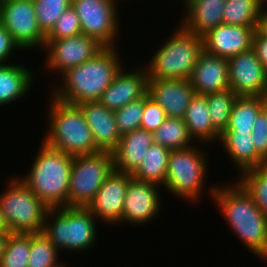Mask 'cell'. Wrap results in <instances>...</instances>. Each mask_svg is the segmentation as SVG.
Segmentation results:
<instances>
[{
    "mask_svg": "<svg viewBox=\"0 0 267 267\" xmlns=\"http://www.w3.org/2000/svg\"><path fill=\"white\" fill-rule=\"evenodd\" d=\"M147 94L167 117L183 119L195 91L189 79H148Z\"/></svg>",
    "mask_w": 267,
    "mask_h": 267,
    "instance_id": "obj_15",
    "label": "cell"
},
{
    "mask_svg": "<svg viewBox=\"0 0 267 267\" xmlns=\"http://www.w3.org/2000/svg\"><path fill=\"white\" fill-rule=\"evenodd\" d=\"M50 216H54L51 225L47 222ZM46 217L48 225H44L43 233L57 249L81 251L95 244L96 219L87 208L67 206L59 210L49 208Z\"/></svg>",
    "mask_w": 267,
    "mask_h": 267,
    "instance_id": "obj_6",
    "label": "cell"
},
{
    "mask_svg": "<svg viewBox=\"0 0 267 267\" xmlns=\"http://www.w3.org/2000/svg\"><path fill=\"white\" fill-rule=\"evenodd\" d=\"M117 0H72L82 33L96 39L104 47H114L118 32ZM114 42V43H113Z\"/></svg>",
    "mask_w": 267,
    "mask_h": 267,
    "instance_id": "obj_11",
    "label": "cell"
},
{
    "mask_svg": "<svg viewBox=\"0 0 267 267\" xmlns=\"http://www.w3.org/2000/svg\"><path fill=\"white\" fill-rule=\"evenodd\" d=\"M45 46L49 50L46 66L58 70L60 74L94 58L105 48L96 39L83 33L58 40H46Z\"/></svg>",
    "mask_w": 267,
    "mask_h": 267,
    "instance_id": "obj_12",
    "label": "cell"
},
{
    "mask_svg": "<svg viewBox=\"0 0 267 267\" xmlns=\"http://www.w3.org/2000/svg\"><path fill=\"white\" fill-rule=\"evenodd\" d=\"M0 231H9L3 212L0 207Z\"/></svg>",
    "mask_w": 267,
    "mask_h": 267,
    "instance_id": "obj_43",
    "label": "cell"
},
{
    "mask_svg": "<svg viewBox=\"0 0 267 267\" xmlns=\"http://www.w3.org/2000/svg\"><path fill=\"white\" fill-rule=\"evenodd\" d=\"M210 194L218 202L230 228L259 257L267 246V217L251 196L239 183L226 188L213 186Z\"/></svg>",
    "mask_w": 267,
    "mask_h": 267,
    "instance_id": "obj_2",
    "label": "cell"
},
{
    "mask_svg": "<svg viewBox=\"0 0 267 267\" xmlns=\"http://www.w3.org/2000/svg\"><path fill=\"white\" fill-rule=\"evenodd\" d=\"M263 100H264V105H265V108H267V82H266V88H265V91H264V94H263Z\"/></svg>",
    "mask_w": 267,
    "mask_h": 267,
    "instance_id": "obj_44",
    "label": "cell"
},
{
    "mask_svg": "<svg viewBox=\"0 0 267 267\" xmlns=\"http://www.w3.org/2000/svg\"><path fill=\"white\" fill-rule=\"evenodd\" d=\"M144 110V97L114 111L120 135L140 128Z\"/></svg>",
    "mask_w": 267,
    "mask_h": 267,
    "instance_id": "obj_35",
    "label": "cell"
},
{
    "mask_svg": "<svg viewBox=\"0 0 267 267\" xmlns=\"http://www.w3.org/2000/svg\"><path fill=\"white\" fill-rule=\"evenodd\" d=\"M158 184L131 179L128 183L122 219L135 224L147 223L160 211Z\"/></svg>",
    "mask_w": 267,
    "mask_h": 267,
    "instance_id": "obj_17",
    "label": "cell"
},
{
    "mask_svg": "<svg viewBox=\"0 0 267 267\" xmlns=\"http://www.w3.org/2000/svg\"><path fill=\"white\" fill-rule=\"evenodd\" d=\"M0 23L20 49L45 47L46 35L39 28L33 0H0Z\"/></svg>",
    "mask_w": 267,
    "mask_h": 267,
    "instance_id": "obj_10",
    "label": "cell"
},
{
    "mask_svg": "<svg viewBox=\"0 0 267 267\" xmlns=\"http://www.w3.org/2000/svg\"><path fill=\"white\" fill-rule=\"evenodd\" d=\"M31 234L11 233L7 239L0 267H28Z\"/></svg>",
    "mask_w": 267,
    "mask_h": 267,
    "instance_id": "obj_32",
    "label": "cell"
},
{
    "mask_svg": "<svg viewBox=\"0 0 267 267\" xmlns=\"http://www.w3.org/2000/svg\"><path fill=\"white\" fill-rule=\"evenodd\" d=\"M15 48L19 49V46L12 40L11 34L0 23V64L7 62Z\"/></svg>",
    "mask_w": 267,
    "mask_h": 267,
    "instance_id": "obj_39",
    "label": "cell"
},
{
    "mask_svg": "<svg viewBox=\"0 0 267 267\" xmlns=\"http://www.w3.org/2000/svg\"><path fill=\"white\" fill-rule=\"evenodd\" d=\"M39 28L46 35L62 13L71 7L72 0H33Z\"/></svg>",
    "mask_w": 267,
    "mask_h": 267,
    "instance_id": "obj_34",
    "label": "cell"
},
{
    "mask_svg": "<svg viewBox=\"0 0 267 267\" xmlns=\"http://www.w3.org/2000/svg\"><path fill=\"white\" fill-rule=\"evenodd\" d=\"M257 28L220 24L204 34V49L216 56L229 59L252 48Z\"/></svg>",
    "mask_w": 267,
    "mask_h": 267,
    "instance_id": "obj_16",
    "label": "cell"
},
{
    "mask_svg": "<svg viewBox=\"0 0 267 267\" xmlns=\"http://www.w3.org/2000/svg\"><path fill=\"white\" fill-rule=\"evenodd\" d=\"M191 138L184 119L169 118L153 132V143L160 144L170 150L185 149L190 145Z\"/></svg>",
    "mask_w": 267,
    "mask_h": 267,
    "instance_id": "obj_29",
    "label": "cell"
},
{
    "mask_svg": "<svg viewBox=\"0 0 267 267\" xmlns=\"http://www.w3.org/2000/svg\"><path fill=\"white\" fill-rule=\"evenodd\" d=\"M229 85L238 96H263L267 70L253 48L228 59Z\"/></svg>",
    "mask_w": 267,
    "mask_h": 267,
    "instance_id": "obj_13",
    "label": "cell"
},
{
    "mask_svg": "<svg viewBox=\"0 0 267 267\" xmlns=\"http://www.w3.org/2000/svg\"><path fill=\"white\" fill-rule=\"evenodd\" d=\"M16 179V180H15ZM0 195V207L11 233L43 232L48 207L21 181L12 178Z\"/></svg>",
    "mask_w": 267,
    "mask_h": 267,
    "instance_id": "obj_7",
    "label": "cell"
},
{
    "mask_svg": "<svg viewBox=\"0 0 267 267\" xmlns=\"http://www.w3.org/2000/svg\"><path fill=\"white\" fill-rule=\"evenodd\" d=\"M55 267H65V266H62V264H58V265L55 266Z\"/></svg>",
    "mask_w": 267,
    "mask_h": 267,
    "instance_id": "obj_46",
    "label": "cell"
},
{
    "mask_svg": "<svg viewBox=\"0 0 267 267\" xmlns=\"http://www.w3.org/2000/svg\"><path fill=\"white\" fill-rule=\"evenodd\" d=\"M170 153L169 148L153 143L143 156L140 166L132 174V178L164 186Z\"/></svg>",
    "mask_w": 267,
    "mask_h": 267,
    "instance_id": "obj_27",
    "label": "cell"
},
{
    "mask_svg": "<svg viewBox=\"0 0 267 267\" xmlns=\"http://www.w3.org/2000/svg\"><path fill=\"white\" fill-rule=\"evenodd\" d=\"M82 33L79 17L71 6L57 19L52 29L46 34V40H58Z\"/></svg>",
    "mask_w": 267,
    "mask_h": 267,
    "instance_id": "obj_36",
    "label": "cell"
},
{
    "mask_svg": "<svg viewBox=\"0 0 267 267\" xmlns=\"http://www.w3.org/2000/svg\"><path fill=\"white\" fill-rule=\"evenodd\" d=\"M189 82L195 94L198 95L230 89L228 59L216 56L204 49L191 72Z\"/></svg>",
    "mask_w": 267,
    "mask_h": 267,
    "instance_id": "obj_18",
    "label": "cell"
},
{
    "mask_svg": "<svg viewBox=\"0 0 267 267\" xmlns=\"http://www.w3.org/2000/svg\"><path fill=\"white\" fill-rule=\"evenodd\" d=\"M265 108L261 96H238L223 133H251L259 113Z\"/></svg>",
    "mask_w": 267,
    "mask_h": 267,
    "instance_id": "obj_26",
    "label": "cell"
},
{
    "mask_svg": "<svg viewBox=\"0 0 267 267\" xmlns=\"http://www.w3.org/2000/svg\"><path fill=\"white\" fill-rule=\"evenodd\" d=\"M22 65L0 64V106L22 98L32 85V73Z\"/></svg>",
    "mask_w": 267,
    "mask_h": 267,
    "instance_id": "obj_25",
    "label": "cell"
},
{
    "mask_svg": "<svg viewBox=\"0 0 267 267\" xmlns=\"http://www.w3.org/2000/svg\"><path fill=\"white\" fill-rule=\"evenodd\" d=\"M226 0H185L187 16L181 26L196 35L203 36L209 30L223 24Z\"/></svg>",
    "mask_w": 267,
    "mask_h": 267,
    "instance_id": "obj_22",
    "label": "cell"
},
{
    "mask_svg": "<svg viewBox=\"0 0 267 267\" xmlns=\"http://www.w3.org/2000/svg\"><path fill=\"white\" fill-rule=\"evenodd\" d=\"M152 144L153 133L143 128L121 135L117 148L112 152L114 170L132 175Z\"/></svg>",
    "mask_w": 267,
    "mask_h": 267,
    "instance_id": "obj_21",
    "label": "cell"
},
{
    "mask_svg": "<svg viewBox=\"0 0 267 267\" xmlns=\"http://www.w3.org/2000/svg\"><path fill=\"white\" fill-rule=\"evenodd\" d=\"M58 249L45 233H32L28 267H55L60 264L57 261Z\"/></svg>",
    "mask_w": 267,
    "mask_h": 267,
    "instance_id": "obj_33",
    "label": "cell"
},
{
    "mask_svg": "<svg viewBox=\"0 0 267 267\" xmlns=\"http://www.w3.org/2000/svg\"><path fill=\"white\" fill-rule=\"evenodd\" d=\"M208 109L213 127L222 134L228 125L230 114L238 95L227 89L206 94Z\"/></svg>",
    "mask_w": 267,
    "mask_h": 267,
    "instance_id": "obj_31",
    "label": "cell"
},
{
    "mask_svg": "<svg viewBox=\"0 0 267 267\" xmlns=\"http://www.w3.org/2000/svg\"><path fill=\"white\" fill-rule=\"evenodd\" d=\"M220 140L241 173L266 162L257 153L251 133H222Z\"/></svg>",
    "mask_w": 267,
    "mask_h": 267,
    "instance_id": "obj_24",
    "label": "cell"
},
{
    "mask_svg": "<svg viewBox=\"0 0 267 267\" xmlns=\"http://www.w3.org/2000/svg\"><path fill=\"white\" fill-rule=\"evenodd\" d=\"M166 118L165 111L146 94L144 96V110L140 128L153 133Z\"/></svg>",
    "mask_w": 267,
    "mask_h": 267,
    "instance_id": "obj_37",
    "label": "cell"
},
{
    "mask_svg": "<svg viewBox=\"0 0 267 267\" xmlns=\"http://www.w3.org/2000/svg\"><path fill=\"white\" fill-rule=\"evenodd\" d=\"M263 7L260 10V17H259V24H258V30L267 36V10H262Z\"/></svg>",
    "mask_w": 267,
    "mask_h": 267,
    "instance_id": "obj_41",
    "label": "cell"
},
{
    "mask_svg": "<svg viewBox=\"0 0 267 267\" xmlns=\"http://www.w3.org/2000/svg\"><path fill=\"white\" fill-rule=\"evenodd\" d=\"M30 173L21 181L48 207L68 206V187L73 157L41 143Z\"/></svg>",
    "mask_w": 267,
    "mask_h": 267,
    "instance_id": "obj_3",
    "label": "cell"
},
{
    "mask_svg": "<svg viewBox=\"0 0 267 267\" xmlns=\"http://www.w3.org/2000/svg\"><path fill=\"white\" fill-rule=\"evenodd\" d=\"M51 101L50 130L44 142L72 157L99 152L81 109L54 97Z\"/></svg>",
    "mask_w": 267,
    "mask_h": 267,
    "instance_id": "obj_4",
    "label": "cell"
},
{
    "mask_svg": "<svg viewBox=\"0 0 267 267\" xmlns=\"http://www.w3.org/2000/svg\"><path fill=\"white\" fill-rule=\"evenodd\" d=\"M238 182L251 196L255 205L267 217V162L242 172Z\"/></svg>",
    "mask_w": 267,
    "mask_h": 267,
    "instance_id": "obj_30",
    "label": "cell"
},
{
    "mask_svg": "<svg viewBox=\"0 0 267 267\" xmlns=\"http://www.w3.org/2000/svg\"><path fill=\"white\" fill-rule=\"evenodd\" d=\"M10 231H0V260L7 242L8 237L10 236Z\"/></svg>",
    "mask_w": 267,
    "mask_h": 267,
    "instance_id": "obj_42",
    "label": "cell"
},
{
    "mask_svg": "<svg viewBox=\"0 0 267 267\" xmlns=\"http://www.w3.org/2000/svg\"><path fill=\"white\" fill-rule=\"evenodd\" d=\"M183 119L192 139L198 138L203 143L220 139L221 134L212 125L205 95L195 94L192 97Z\"/></svg>",
    "mask_w": 267,
    "mask_h": 267,
    "instance_id": "obj_23",
    "label": "cell"
},
{
    "mask_svg": "<svg viewBox=\"0 0 267 267\" xmlns=\"http://www.w3.org/2000/svg\"><path fill=\"white\" fill-rule=\"evenodd\" d=\"M115 47H105L94 58L62 73L64 84L53 97L61 102L78 105L99 101L122 68Z\"/></svg>",
    "mask_w": 267,
    "mask_h": 267,
    "instance_id": "obj_1",
    "label": "cell"
},
{
    "mask_svg": "<svg viewBox=\"0 0 267 267\" xmlns=\"http://www.w3.org/2000/svg\"><path fill=\"white\" fill-rule=\"evenodd\" d=\"M132 175L113 170L104 180L87 209L94 217L115 224L122 219L126 190Z\"/></svg>",
    "mask_w": 267,
    "mask_h": 267,
    "instance_id": "obj_14",
    "label": "cell"
},
{
    "mask_svg": "<svg viewBox=\"0 0 267 267\" xmlns=\"http://www.w3.org/2000/svg\"><path fill=\"white\" fill-rule=\"evenodd\" d=\"M251 132L257 153L267 162V108H264L254 122Z\"/></svg>",
    "mask_w": 267,
    "mask_h": 267,
    "instance_id": "obj_38",
    "label": "cell"
},
{
    "mask_svg": "<svg viewBox=\"0 0 267 267\" xmlns=\"http://www.w3.org/2000/svg\"><path fill=\"white\" fill-rule=\"evenodd\" d=\"M196 147L171 150L164 186L174 195L197 201L206 171L205 153Z\"/></svg>",
    "mask_w": 267,
    "mask_h": 267,
    "instance_id": "obj_9",
    "label": "cell"
},
{
    "mask_svg": "<svg viewBox=\"0 0 267 267\" xmlns=\"http://www.w3.org/2000/svg\"><path fill=\"white\" fill-rule=\"evenodd\" d=\"M124 72L122 67L99 100L109 110L116 111L147 94L148 75L145 68L140 72Z\"/></svg>",
    "mask_w": 267,
    "mask_h": 267,
    "instance_id": "obj_20",
    "label": "cell"
},
{
    "mask_svg": "<svg viewBox=\"0 0 267 267\" xmlns=\"http://www.w3.org/2000/svg\"><path fill=\"white\" fill-rule=\"evenodd\" d=\"M113 170V154L110 152L73 157L67 207L87 208Z\"/></svg>",
    "mask_w": 267,
    "mask_h": 267,
    "instance_id": "obj_8",
    "label": "cell"
},
{
    "mask_svg": "<svg viewBox=\"0 0 267 267\" xmlns=\"http://www.w3.org/2000/svg\"><path fill=\"white\" fill-rule=\"evenodd\" d=\"M160 48L146 68L148 79H189L204 42L180 26Z\"/></svg>",
    "mask_w": 267,
    "mask_h": 267,
    "instance_id": "obj_5",
    "label": "cell"
},
{
    "mask_svg": "<svg viewBox=\"0 0 267 267\" xmlns=\"http://www.w3.org/2000/svg\"><path fill=\"white\" fill-rule=\"evenodd\" d=\"M259 257H261L262 259H266L267 260V246H266V249H265V251L259 256Z\"/></svg>",
    "mask_w": 267,
    "mask_h": 267,
    "instance_id": "obj_45",
    "label": "cell"
},
{
    "mask_svg": "<svg viewBox=\"0 0 267 267\" xmlns=\"http://www.w3.org/2000/svg\"><path fill=\"white\" fill-rule=\"evenodd\" d=\"M267 0H226L223 23L258 28L260 10ZM264 3V4H263Z\"/></svg>",
    "mask_w": 267,
    "mask_h": 267,
    "instance_id": "obj_28",
    "label": "cell"
},
{
    "mask_svg": "<svg viewBox=\"0 0 267 267\" xmlns=\"http://www.w3.org/2000/svg\"><path fill=\"white\" fill-rule=\"evenodd\" d=\"M77 106L92 132L96 148L112 153L121 138L114 111L107 109L99 101H87Z\"/></svg>",
    "mask_w": 267,
    "mask_h": 267,
    "instance_id": "obj_19",
    "label": "cell"
},
{
    "mask_svg": "<svg viewBox=\"0 0 267 267\" xmlns=\"http://www.w3.org/2000/svg\"><path fill=\"white\" fill-rule=\"evenodd\" d=\"M252 48L267 70V36L262 34L258 29H256L253 37Z\"/></svg>",
    "mask_w": 267,
    "mask_h": 267,
    "instance_id": "obj_40",
    "label": "cell"
}]
</instances>
